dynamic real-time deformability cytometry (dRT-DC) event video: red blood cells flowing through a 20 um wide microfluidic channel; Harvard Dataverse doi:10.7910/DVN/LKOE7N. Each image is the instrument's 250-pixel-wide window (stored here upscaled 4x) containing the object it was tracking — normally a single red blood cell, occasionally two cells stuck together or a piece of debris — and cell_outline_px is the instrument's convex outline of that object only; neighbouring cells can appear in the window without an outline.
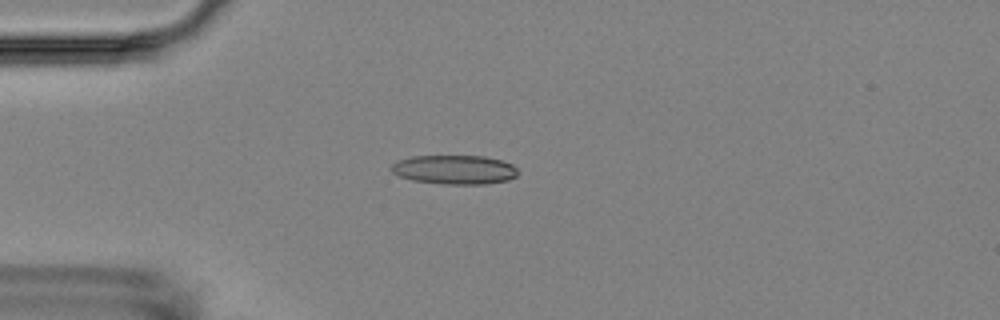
{"species": "Egyptian fruit bat (a non-hibernating species)", "species_latin": "Rousettus aegyptiacus", "temperature_condition": "room temperature", "stored_images_in_passage": 5, "camera_frame_rate_fps": 3000, "um_per_image_px": 0.085, "animal": {"sex": "female"}, "frame": {"image": 1, "passage_image": 5, "time_ms": 4.667, "image_size_px": [1000, 320], "cell_outline_px": [[516, 176], [508, 180], [484, 184], [444, 184], [412, 180], [400, 176], [392, 172], [392, 164], [396, 160], [412, 156], [484, 156], [500, 160], [512, 164], [516, 168]], "centroid_in_image_um": [38.61, 14.41], "position_along_channel_um": 46.4, "area_um2": 21.39}}